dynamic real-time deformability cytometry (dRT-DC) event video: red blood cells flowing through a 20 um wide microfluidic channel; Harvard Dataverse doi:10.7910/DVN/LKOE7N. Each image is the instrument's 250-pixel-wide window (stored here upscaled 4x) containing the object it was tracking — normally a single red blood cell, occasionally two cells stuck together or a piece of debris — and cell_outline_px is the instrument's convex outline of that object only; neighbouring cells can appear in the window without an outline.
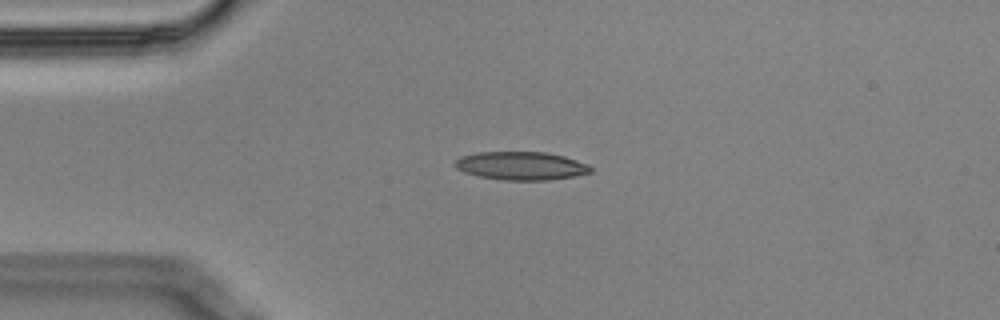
{"species": "Egyptian fruit bat (a non-hibernating species)", "species_latin": "Rousettus aegyptiacus", "temperature_condition": "cold", "stored_images_in_passage": 3, "camera_frame_rate_fps": 3000, "um_per_image_px": 0.085, "animal": {"sex": "male"}, "frame": {"image": 1, "passage_image": 1, "time_ms": 0.0, "image_size_px": [1000, 320], "cell_outline_px": [[592, 172], [572, 176], [548, 180], [504, 180], [480, 176], [464, 172], [456, 168], [452, 164], [460, 156], [476, 152], [544, 152], [564, 156], [588, 164], [592, 168]], "centroid_in_image_um": [44.26, 14.09], "position_along_channel_um": 40.7, "area_um2": 22.31}}
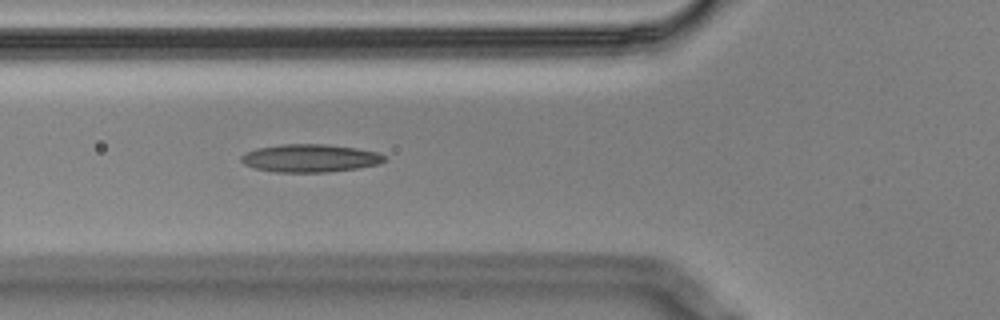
{"frame": {"image": 2, "passage_image": 3, "time_ms": 0.667, "image_size_px": [1000, 320], "cell_outline_px": [[388, 160], [380, 164], [356, 168], [324, 172], [276, 172], [256, 168], [244, 164], [240, 160], [240, 156], [244, 152], [256, 148], [280, 144], [328, 144], [356, 148], [376, 152], [388, 156]], "centroid_in_image_um": [26.36, 13.43], "position_along_channel_um": 99.4, "area_um2": 23.47}}